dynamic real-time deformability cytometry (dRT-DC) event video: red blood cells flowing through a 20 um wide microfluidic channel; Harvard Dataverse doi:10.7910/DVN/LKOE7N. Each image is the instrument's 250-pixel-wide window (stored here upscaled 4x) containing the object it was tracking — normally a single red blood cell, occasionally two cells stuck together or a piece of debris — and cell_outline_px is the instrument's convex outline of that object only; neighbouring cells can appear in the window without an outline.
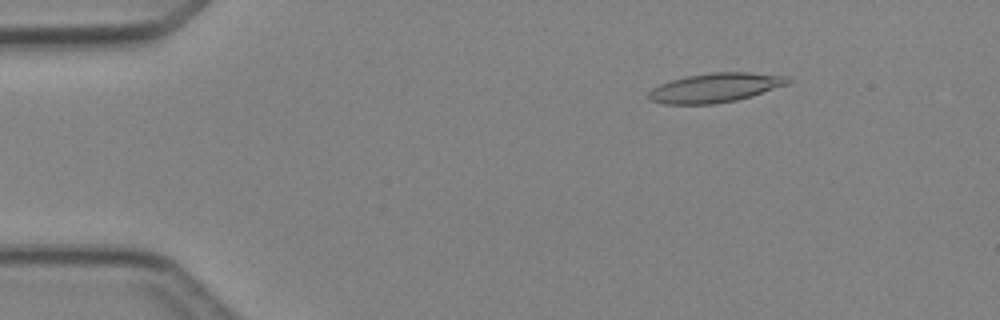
{"species": "Egyptian fruit bat (a non-hibernating species)", "species_latin": "Rousettus aegyptiacus", "temperature_condition": "cold", "stored_images_in_passage": 3, "camera_frame_rate_fps": 3000, "um_per_image_px": 0.085, "animal": {"sex": "female"}, "frame": {"image": 1, "passage_image": 2, "time_ms": 1.0, "image_size_px": [1000, 320], "cell_outline_px": [[792, 80], [788, 84], [752, 96], [736, 100], [716, 104], [664, 104], [648, 100], [648, 92], [652, 88], [660, 84], [684, 76], [712, 72], [748, 72], [788, 76]], "centroid_in_image_um": [60.79, 7.45], "position_along_channel_um": 24.2, "area_um2": 23.93}}